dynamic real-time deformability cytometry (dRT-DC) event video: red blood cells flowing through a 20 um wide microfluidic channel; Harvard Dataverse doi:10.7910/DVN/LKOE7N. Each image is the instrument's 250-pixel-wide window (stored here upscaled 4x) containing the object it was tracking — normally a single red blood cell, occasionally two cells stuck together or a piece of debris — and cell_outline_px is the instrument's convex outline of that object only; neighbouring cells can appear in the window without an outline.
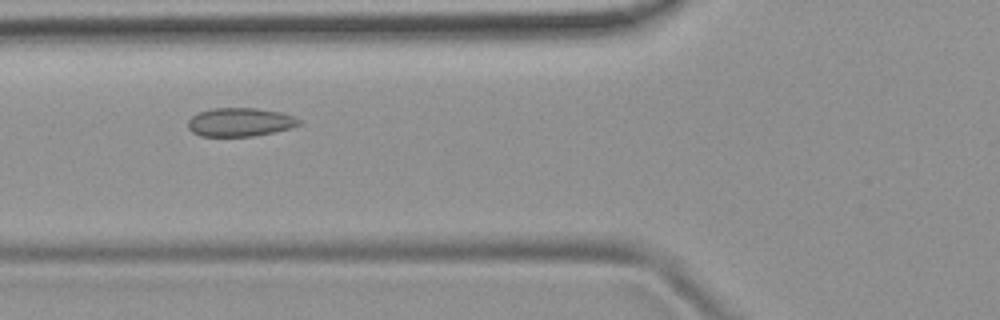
{"species": "common noctule bat (a hibernating species)", "species_latin": "Nyctalus noctula", "temperature_condition": "room temperature", "stored_images_in_passage": 4, "camera_frame_rate_fps": 3000, "um_per_image_px": 0.085, "animal": {"sex": "female", "body_mass_g": 19.9}, "frame": {"image": 1, "passage_image": 3, "time_ms": 3.0, "image_size_px": [1000, 320], "cell_outline_px": [[300, 124], [292, 128], [252, 136], [200, 136], [192, 132], [188, 128], [188, 120], [192, 116], [200, 112], [212, 108], [256, 108], [280, 112], [292, 116], [300, 120]], "centroid_in_image_um": [20.38, 10.38], "position_along_channel_um": 105.4, "area_um2": 18.38}}
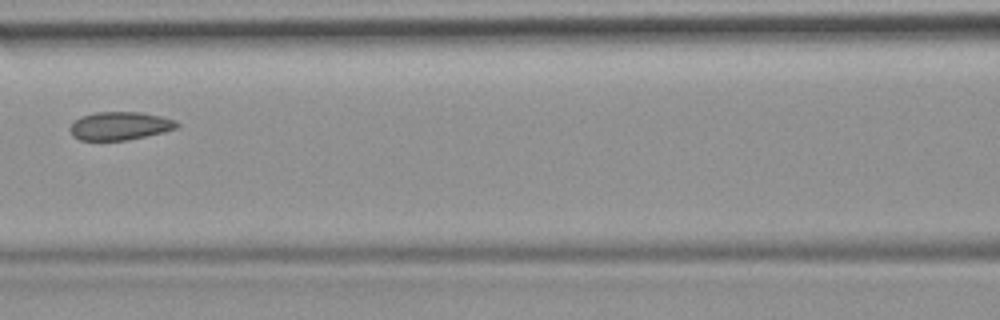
{"frame": {"image": 2, "passage_image": 4, "time_ms": 4.333, "image_size_px": [1000, 320], "cell_outline_px": [[180, 124], [176, 128], [164, 132], [128, 140], [80, 140], [72, 136], [68, 128], [80, 116], [96, 112], [140, 112], [160, 116], [176, 120]], "centroid_in_image_um": [10.18, 10.7], "position_along_channel_um": 156.4, "area_um2": 17.63}}